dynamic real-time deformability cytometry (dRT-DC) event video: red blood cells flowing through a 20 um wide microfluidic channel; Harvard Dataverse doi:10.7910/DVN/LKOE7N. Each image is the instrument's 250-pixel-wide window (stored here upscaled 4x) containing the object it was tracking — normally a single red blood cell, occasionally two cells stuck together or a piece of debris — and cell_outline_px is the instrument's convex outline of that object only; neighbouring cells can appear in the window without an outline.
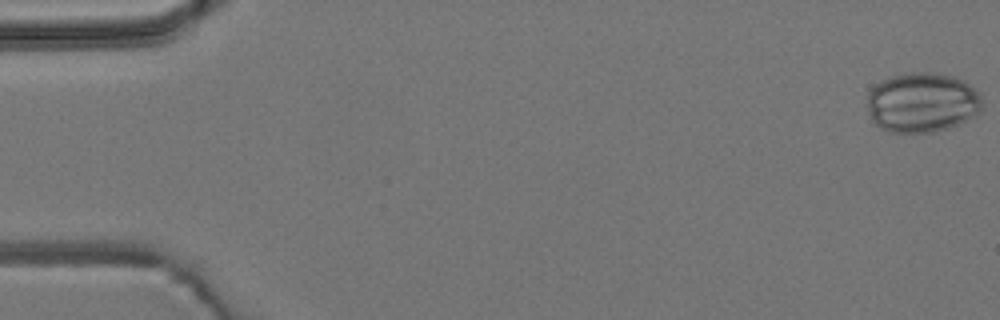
{"species": "common noctule bat (a hibernating species)", "species_latin": "Nyctalus noctula", "temperature_condition": "room temperature", "stored_images_in_passage": 6, "camera_frame_rate_fps": 3000, "um_per_image_px": 0.085, "animal": {"sex": "male", "body_mass_g": 19.2, "forearm_length_mm": 51.8}, "frame": {"image": 1, "passage_image": 1, "time_ms": 0.0, "image_size_px": [1000, 320], "cell_outline_px": [[980, 112], [960, 124], [948, 128], [932, 132], [888, 132], [880, 128], [872, 120], [868, 108], [868, 92], [880, 80], [892, 76], [912, 72], [928, 72], [952, 76], [968, 84], [980, 92]], "centroid_in_image_um": [78.36, 8.72], "position_along_channel_um": 6.6, "area_um2": 40.0}}